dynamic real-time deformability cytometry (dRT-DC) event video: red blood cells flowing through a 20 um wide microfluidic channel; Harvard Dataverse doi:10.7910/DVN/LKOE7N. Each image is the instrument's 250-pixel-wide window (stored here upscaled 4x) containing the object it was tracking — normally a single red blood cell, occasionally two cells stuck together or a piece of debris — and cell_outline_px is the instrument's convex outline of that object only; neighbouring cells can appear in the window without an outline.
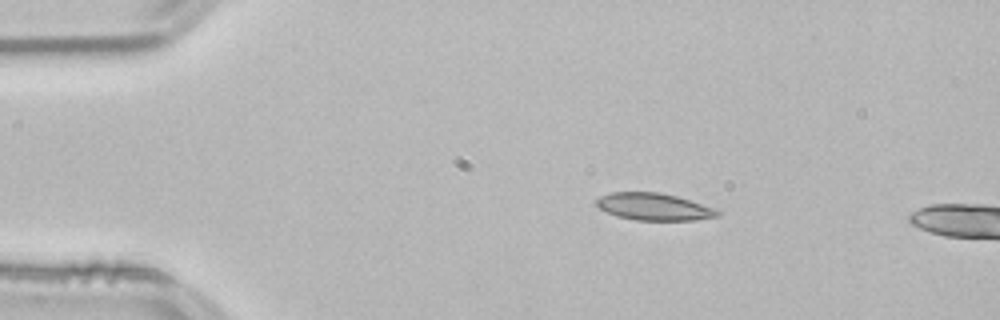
{"species": "common noctule bat (a hibernating species)", "species_latin": "Nyctalus noctula", "temperature_condition": "room temperature", "stored_images_in_passage": 6, "camera_frame_rate_fps": 3000, "um_per_image_px": 0.085, "animal": {"sex": "male", "body_mass_g": 21.5, "forearm_length_mm": 52.0}, "frame": {"image": 1, "passage_image": 1, "time_ms": 0.0, "image_size_px": [1000, 320], "cell_outline_px": [[724, 212], [720, 216], [692, 220], [636, 220], [616, 216], [600, 208], [596, 204], [596, 200], [600, 196], [612, 192], [660, 192], [676, 196], [716, 208]], "centroid_in_image_um": [55.63, 17.57], "position_along_channel_um": 29.4, "area_um2": 19.19}}